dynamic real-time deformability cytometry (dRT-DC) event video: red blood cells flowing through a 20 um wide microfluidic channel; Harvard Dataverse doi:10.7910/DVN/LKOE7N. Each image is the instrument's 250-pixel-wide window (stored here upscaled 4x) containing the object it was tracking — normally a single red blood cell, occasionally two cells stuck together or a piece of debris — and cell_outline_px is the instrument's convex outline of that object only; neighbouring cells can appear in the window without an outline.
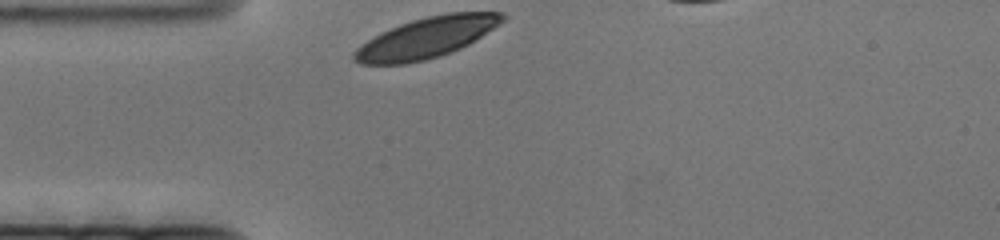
{"species": "human", "species_latin": "Homo sapiens", "temperature_condition": "cold", "stored_images_in_passage": 44, "camera_frame_rate_fps": 3000, "um_per_image_px": 0.085, "donor": {"sex": "female"}, "frame": {"image": 1, "passage_image": 1, "time_ms": 0.0, "image_size_px": [1000, 240], "cell_outline_px": [[508, 16], [500, 24], [476, 40], [460, 48], [440, 56], [424, 60], [404, 64], [360, 64], [352, 60], [352, 52], [356, 48], [380, 32], [400, 24], [412, 20], [428, 16], [448, 12], [504, 12]], "centroid_in_image_um": [36.25, 3.2], "position_along_channel_um": 48.7, "area_um2": 35.2}}
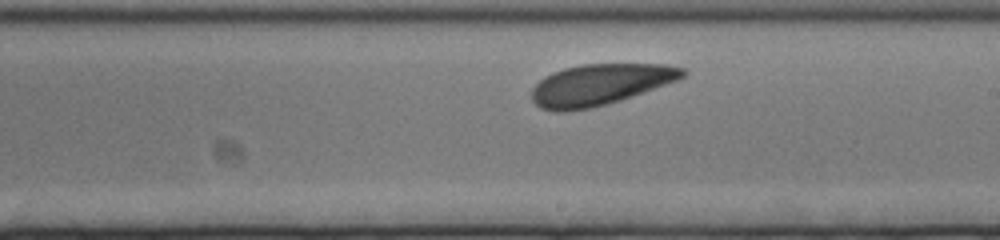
{"frame": {"image": 2, "passage_image": 26, "time_ms": 8.333, "image_size_px": [1000, 240], "cell_outline_px": [[688, 72], [684, 76], [676, 80], [620, 100], [608, 104], [592, 108], [564, 112], [552, 112], [540, 108], [532, 100], [532, 88], [544, 76], [552, 72], [564, 68], [580, 64], [664, 64], [684, 68]], "centroid_in_image_um": [50.95, 7.2], "position_along_channel_um": 238.1, "area_um2": 36.18}}
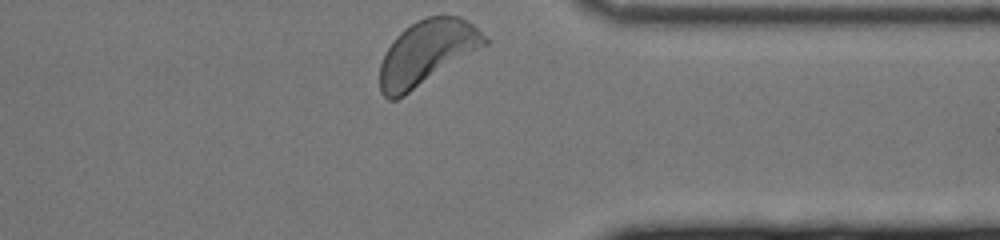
{"frame": {"image": 3, "passage_image": 44, "time_ms": 14.333, "image_size_px": [1000, 240], "cell_outline_px": [[488, 44], [404, 96], [396, 100], [388, 100], [380, 92], [380, 64], [388, 48], [396, 36], [404, 28], [416, 20], [428, 16], [460, 16], [468, 20], [488, 40]], "centroid_in_image_um": [36.26, 4.48], "position_along_channel_um": 375.1, "area_um2": 39.25}}